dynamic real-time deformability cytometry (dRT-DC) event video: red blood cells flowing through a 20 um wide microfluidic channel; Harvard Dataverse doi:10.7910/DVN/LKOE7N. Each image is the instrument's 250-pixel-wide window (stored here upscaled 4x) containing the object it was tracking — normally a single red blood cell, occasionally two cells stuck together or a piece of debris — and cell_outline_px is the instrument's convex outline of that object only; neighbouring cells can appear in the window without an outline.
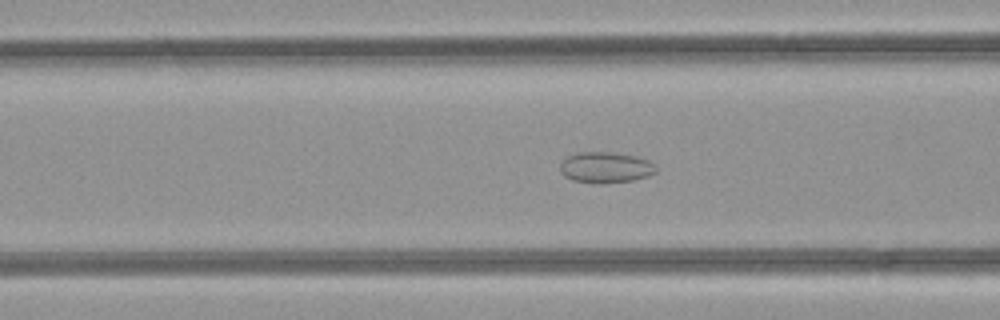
{"species": "common noctule bat (a hibernating species)", "species_latin": "Nyctalus noctula", "temperature_condition": "room temperature", "stored_images_in_passage": 35, "camera_frame_rate_fps": 3000, "um_per_image_px": 0.085, "animal": {"sex": "female", "body_mass_g": 21.9}, "frame": {"image": 1, "passage_image": 4, "time_ms": 1.0, "image_size_px": [1000, 320], "cell_outline_px": [[656, 172], [648, 176], [632, 180], [600, 184], [572, 180], [564, 176], [560, 172], [560, 164], [568, 156], [576, 152], [616, 152], [636, 156], [648, 160], [656, 168]], "centroid_in_image_um": [51.45, 14.23], "position_along_channel_um": 115.1, "area_um2": 17.34}}
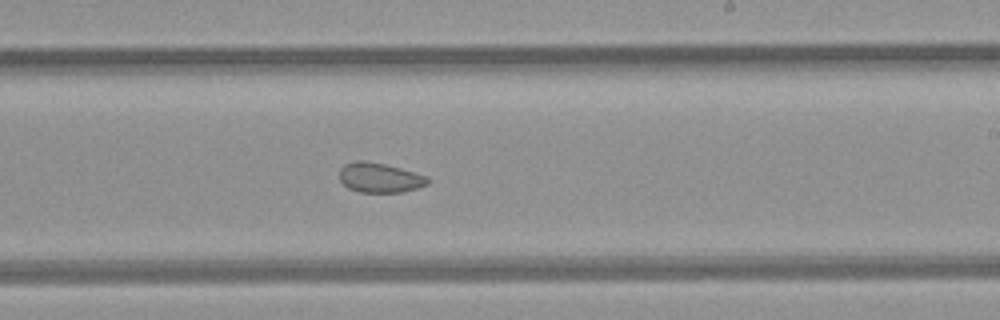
{"frame": {"image": 2, "passage_image": 14, "time_ms": 4.333, "image_size_px": [1000, 320], "cell_outline_px": [[428, 184], [404, 192], [360, 192], [348, 188], [340, 180], [340, 168], [344, 164], [356, 160], [364, 160], [384, 164], [400, 168], [428, 176]], "centroid_in_image_um": [32.26, 15.1], "position_along_channel_um": 256.7, "area_um2": 15.26}}
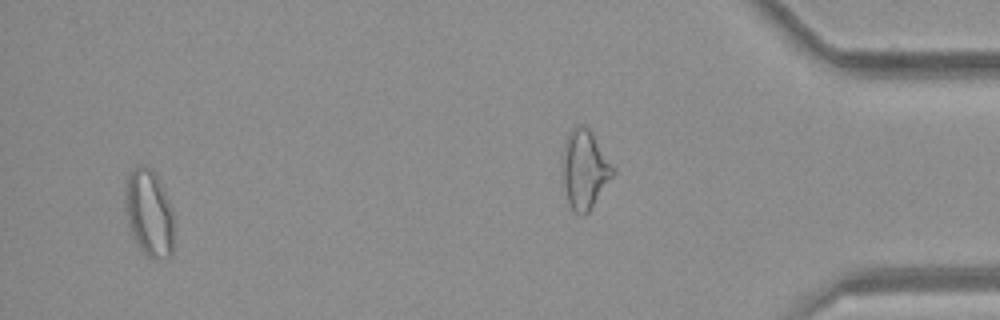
{"frame": {"image": 3, "passage_image": 32, "time_ms": 10.333, "image_size_px": [1000, 320], "cell_outline_px": [[172, 256], [168, 260], [152, 260], [144, 256], [132, 236], [128, 228], [124, 208], [124, 192], [128, 176], [132, 168], [140, 164], [144, 164], [152, 168], [164, 192], [172, 212]], "centroid_in_image_um": [12.62, 18.16], "position_along_channel_um": 422.6, "area_um2": 25.26}}